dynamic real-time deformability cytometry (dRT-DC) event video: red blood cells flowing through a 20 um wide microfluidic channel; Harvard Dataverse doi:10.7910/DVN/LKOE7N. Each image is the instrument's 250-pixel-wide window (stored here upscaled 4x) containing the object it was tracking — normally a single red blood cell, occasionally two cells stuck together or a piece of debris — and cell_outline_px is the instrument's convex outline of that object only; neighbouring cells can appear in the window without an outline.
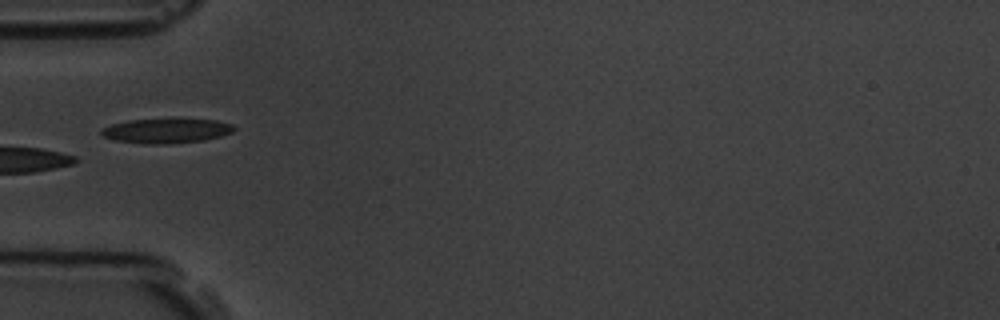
{"species": "common noctule bat (a hibernating species)", "species_latin": "Nyctalus noctula", "temperature_condition": "room temperature", "stored_images_in_passage": 8, "camera_frame_rate_fps": 3000, "um_per_image_px": 0.085, "animal": {"sex": "male", "body_mass_g": 19.5, "forearm_length_mm": 54.6}, "frame": {"image": 1, "passage_image": 6, "time_ms": 5.667, "image_size_px": [1000, 320], "cell_outline_px": [[236, 128], [232, 132], [220, 136], [204, 140], [168, 144], [144, 144], [116, 140], [104, 136], [100, 132], [100, 128], [112, 124], [128, 120], [168, 116], [172, 116], [216, 120], [232, 124]], "centroid_in_image_um": [14.15, 11.06], "position_along_channel_um": 70.8, "area_um2": 20.06}}
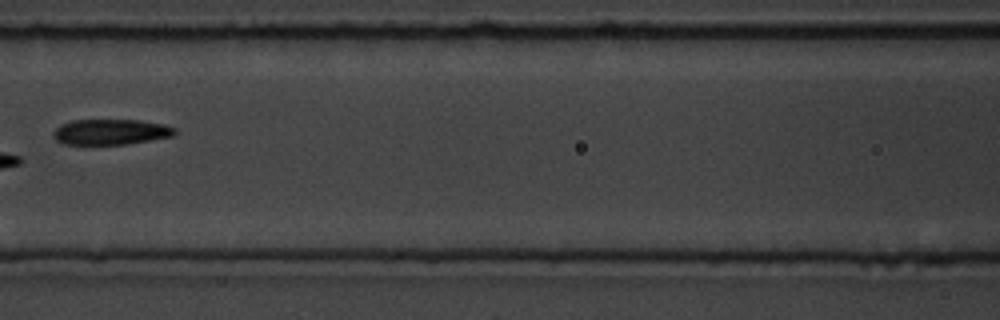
{"frame": {"image": 2, "passage_image": 8, "time_ms": 8.0, "image_size_px": [1000, 320], "cell_outline_px": [[176, 132], [172, 136], [128, 144], [64, 144], [56, 140], [52, 136], [52, 132], [60, 124], [72, 120], [140, 120], [164, 124], [176, 128]], "centroid_in_image_um": [9.39, 11.21], "position_along_channel_um": 157.2, "area_um2": 18.15}}